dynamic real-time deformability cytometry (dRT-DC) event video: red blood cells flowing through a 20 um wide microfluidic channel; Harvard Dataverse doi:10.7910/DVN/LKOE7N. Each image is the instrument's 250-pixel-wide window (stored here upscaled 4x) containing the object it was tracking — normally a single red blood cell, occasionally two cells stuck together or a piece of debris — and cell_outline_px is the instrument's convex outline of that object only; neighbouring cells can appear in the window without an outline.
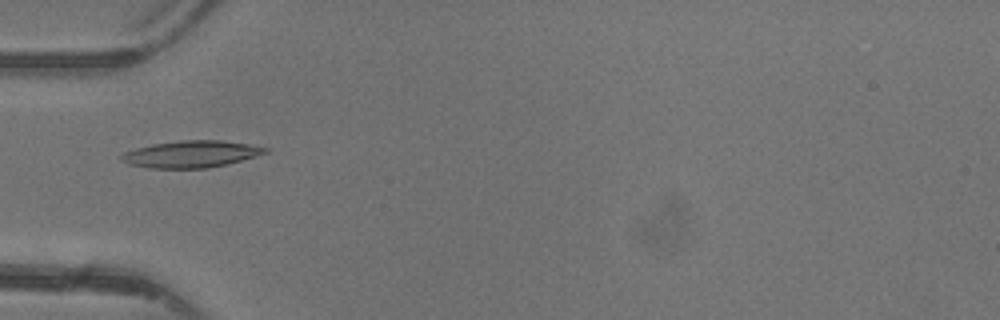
{"species": "common noctule bat (a hibernating species)", "species_latin": "Nyctalus noctula", "temperature_condition": "warm", "stored_images_in_passage": 2, "camera_frame_rate_fps": 3000, "um_per_image_px": 0.085, "animal": {"sex": "female"}, "frame": {"image": 1, "passage_image": 2, "time_ms": 1.0, "image_size_px": [1000, 320], "cell_outline_px": [[268, 152], [256, 156], [228, 164], [208, 168], [148, 168], [128, 164], [120, 160], [120, 156], [124, 152], [136, 148], [152, 144], [180, 140], [220, 140], [248, 144], [268, 148]], "centroid_in_image_um": [16.22, 13.1], "position_along_channel_um": 68.8, "area_um2": 22.54}}